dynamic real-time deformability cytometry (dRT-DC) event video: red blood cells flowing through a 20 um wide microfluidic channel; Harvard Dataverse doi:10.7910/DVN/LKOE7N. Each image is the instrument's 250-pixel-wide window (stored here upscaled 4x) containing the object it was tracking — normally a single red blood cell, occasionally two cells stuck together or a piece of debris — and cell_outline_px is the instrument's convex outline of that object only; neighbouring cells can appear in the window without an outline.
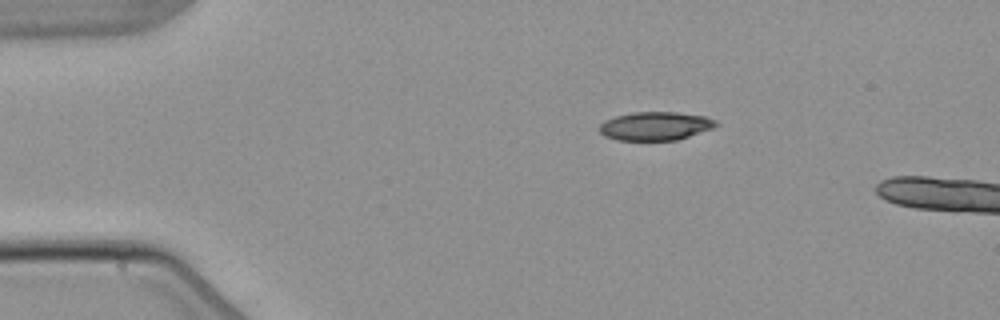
{"species": "common noctule bat (a hibernating species)", "species_latin": "Nyctalus noctula", "temperature_condition": "warm", "stored_images_in_passage": 4, "camera_frame_rate_fps": 3000, "um_per_image_px": 0.085, "animal": {"sex": "male", "body_mass_g": 21.5, "forearm_length_mm": 52.0}, "frame": {"image": 1, "passage_image": 2, "time_ms": 1.0, "image_size_px": [1000, 320], "cell_outline_px": [[720, 124], [712, 128], [676, 140], [616, 140], [604, 136], [600, 132], [600, 124], [604, 120], [616, 116], [636, 112], [676, 112], [704, 116], [716, 120]], "centroid_in_image_um": [55.69, 10.71], "position_along_channel_um": 29.3, "area_um2": 19.25}}